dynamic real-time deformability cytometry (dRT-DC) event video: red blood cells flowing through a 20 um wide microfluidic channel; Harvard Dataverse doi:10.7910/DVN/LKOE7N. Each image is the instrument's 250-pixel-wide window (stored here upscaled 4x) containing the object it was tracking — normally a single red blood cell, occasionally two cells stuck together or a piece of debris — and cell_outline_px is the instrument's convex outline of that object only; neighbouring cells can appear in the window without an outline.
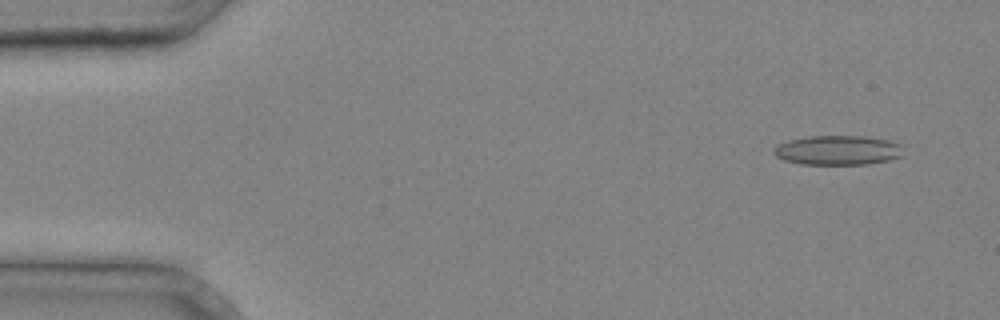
{"species": "common noctule bat (a hibernating species)", "species_latin": "Nyctalus noctula", "temperature_condition": "cold", "stored_images_in_passage": 4, "camera_frame_rate_fps": 3000, "um_per_image_px": 0.085, "animal": {"sex": "male", "body_mass_g": 20.4}, "frame": {"image": 1, "passage_image": 1, "time_ms": 0.0, "image_size_px": [1000, 320], "cell_outline_px": [[904, 156], [888, 160], [868, 164], [800, 164], [784, 160], [776, 156], [772, 152], [772, 148], [788, 140], [808, 136], [864, 136], [888, 140], [900, 144]], "centroid_in_image_um": [71.21, 12.77], "position_along_channel_um": 13.8, "area_um2": 22.37}}
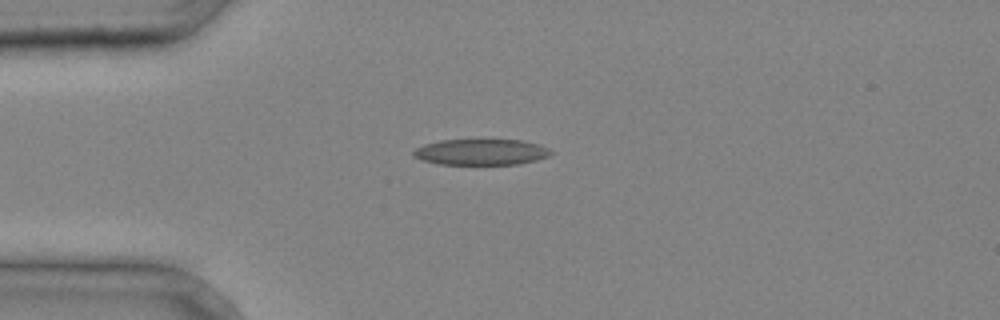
{"frame": {"image": 2, "passage_image": 3, "time_ms": 0.667, "image_size_px": [1000, 320], "cell_outline_px": [[552, 152], [548, 156], [536, 160], [520, 164], [436, 164], [420, 160], [412, 156], [412, 152], [416, 148], [424, 144], [440, 140], [520, 140], [540, 144], [548, 148]], "centroid_in_image_um": [40.85, 12.92], "position_along_channel_um": 44.1, "area_um2": 20.87}}
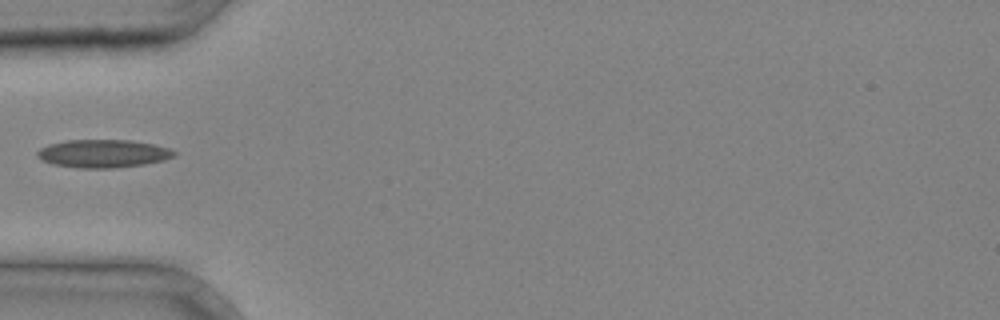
{"frame": {"image": 3, "passage_image": 4, "time_ms": 1.0, "image_size_px": [1000, 320], "cell_outline_px": [[176, 156], [164, 160], [144, 164], [112, 168], [76, 168], [52, 164], [36, 156], [36, 152], [40, 148], [48, 144], [68, 140], [132, 140], [152, 144], [168, 148], [176, 152]], "centroid_in_image_um": [8.75, 13.05], "position_along_channel_um": 76.2, "area_um2": 22.37}}